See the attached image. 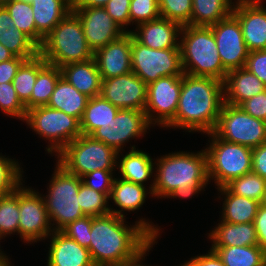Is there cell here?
<instances>
[{
    "label": "cell",
    "mask_w": 266,
    "mask_h": 266,
    "mask_svg": "<svg viewBox=\"0 0 266 266\" xmlns=\"http://www.w3.org/2000/svg\"><path fill=\"white\" fill-rule=\"evenodd\" d=\"M141 219L128 226L125 217L112 213L92 217L88 250L94 266H119L157 238L160 228Z\"/></svg>",
    "instance_id": "6da1fadb"
},
{
    "label": "cell",
    "mask_w": 266,
    "mask_h": 266,
    "mask_svg": "<svg viewBox=\"0 0 266 266\" xmlns=\"http://www.w3.org/2000/svg\"><path fill=\"white\" fill-rule=\"evenodd\" d=\"M223 104L222 81L184 73L175 117L165 127L212 133Z\"/></svg>",
    "instance_id": "7a4b0ae2"
},
{
    "label": "cell",
    "mask_w": 266,
    "mask_h": 266,
    "mask_svg": "<svg viewBox=\"0 0 266 266\" xmlns=\"http://www.w3.org/2000/svg\"><path fill=\"white\" fill-rule=\"evenodd\" d=\"M157 167L150 190L154 197L166 198L175 189L190 186H206L208 177V157L206 150L194 152H173L163 155L154 162Z\"/></svg>",
    "instance_id": "3957f363"
},
{
    "label": "cell",
    "mask_w": 266,
    "mask_h": 266,
    "mask_svg": "<svg viewBox=\"0 0 266 266\" xmlns=\"http://www.w3.org/2000/svg\"><path fill=\"white\" fill-rule=\"evenodd\" d=\"M180 35L183 72L223 82L228 71L221 63L211 27L185 25Z\"/></svg>",
    "instance_id": "277c9868"
},
{
    "label": "cell",
    "mask_w": 266,
    "mask_h": 266,
    "mask_svg": "<svg viewBox=\"0 0 266 266\" xmlns=\"http://www.w3.org/2000/svg\"><path fill=\"white\" fill-rule=\"evenodd\" d=\"M39 54L51 65L62 67L94 57L78 16L70 11L44 38Z\"/></svg>",
    "instance_id": "5b68a950"
},
{
    "label": "cell",
    "mask_w": 266,
    "mask_h": 266,
    "mask_svg": "<svg viewBox=\"0 0 266 266\" xmlns=\"http://www.w3.org/2000/svg\"><path fill=\"white\" fill-rule=\"evenodd\" d=\"M54 171L47 188L48 195H43V198L51 225H55L53 230L60 231L68 223L85 216L78 198L82 180L58 163Z\"/></svg>",
    "instance_id": "8992f818"
},
{
    "label": "cell",
    "mask_w": 266,
    "mask_h": 266,
    "mask_svg": "<svg viewBox=\"0 0 266 266\" xmlns=\"http://www.w3.org/2000/svg\"><path fill=\"white\" fill-rule=\"evenodd\" d=\"M57 155L58 163L79 178L97 170H115L117 152L88 135H80Z\"/></svg>",
    "instance_id": "52a82bcc"
},
{
    "label": "cell",
    "mask_w": 266,
    "mask_h": 266,
    "mask_svg": "<svg viewBox=\"0 0 266 266\" xmlns=\"http://www.w3.org/2000/svg\"><path fill=\"white\" fill-rule=\"evenodd\" d=\"M211 141L205 148L208 157V177L214 180L217 188L224 187L233 179L252 171V149L230 143L208 133Z\"/></svg>",
    "instance_id": "ba28073f"
},
{
    "label": "cell",
    "mask_w": 266,
    "mask_h": 266,
    "mask_svg": "<svg viewBox=\"0 0 266 266\" xmlns=\"http://www.w3.org/2000/svg\"><path fill=\"white\" fill-rule=\"evenodd\" d=\"M25 122L36 134L49 140L51 145H48L46 151L50 154H58L82 134L78 118L47 105L27 110Z\"/></svg>",
    "instance_id": "9c48e42d"
},
{
    "label": "cell",
    "mask_w": 266,
    "mask_h": 266,
    "mask_svg": "<svg viewBox=\"0 0 266 266\" xmlns=\"http://www.w3.org/2000/svg\"><path fill=\"white\" fill-rule=\"evenodd\" d=\"M213 133L227 142L253 149L266 142V121L252 117L239 106L224 103Z\"/></svg>",
    "instance_id": "30bf717a"
},
{
    "label": "cell",
    "mask_w": 266,
    "mask_h": 266,
    "mask_svg": "<svg viewBox=\"0 0 266 266\" xmlns=\"http://www.w3.org/2000/svg\"><path fill=\"white\" fill-rule=\"evenodd\" d=\"M132 72L147 85L161 77L183 75L180 48L151 49L132 36Z\"/></svg>",
    "instance_id": "8fae6325"
},
{
    "label": "cell",
    "mask_w": 266,
    "mask_h": 266,
    "mask_svg": "<svg viewBox=\"0 0 266 266\" xmlns=\"http://www.w3.org/2000/svg\"><path fill=\"white\" fill-rule=\"evenodd\" d=\"M41 195L23 184L19 186L18 234L27 244L49 238L54 231Z\"/></svg>",
    "instance_id": "7c38bea8"
},
{
    "label": "cell",
    "mask_w": 266,
    "mask_h": 266,
    "mask_svg": "<svg viewBox=\"0 0 266 266\" xmlns=\"http://www.w3.org/2000/svg\"><path fill=\"white\" fill-rule=\"evenodd\" d=\"M151 127L144 111L119 109L115 119L96 129L90 136L121 154L124 144L147 133ZM146 132V133H145Z\"/></svg>",
    "instance_id": "4fadbf2b"
},
{
    "label": "cell",
    "mask_w": 266,
    "mask_h": 266,
    "mask_svg": "<svg viewBox=\"0 0 266 266\" xmlns=\"http://www.w3.org/2000/svg\"><path fill=\"white\" fill-rule=\"evenodd\" d=\"M181 85L182 75L161 77L147 85L144 112L151 125L165 127L175 117Z\"/></svg>",
    "instance_id": "5bb4252c"
},
{
    "label": "cell",
    "mask_w": 266,
    "mask_h": 266,
    "mask_svg": "<svg viewBox=\"0 0 266 266\" xmlns=\"http://www.w3.org/2000/svg\"><path fill=\"white\" fill-rule=\"evenodd\" d=\"M210 27L223 67L227 71L245 67L249 51L238 19L231 14Z\"/></svg>",
    "instance_id": "9a60e30c"
},
{
    "label": "cell",
    "mask_w": 266,
    "mask_h": 266,
    "mask_svg": "<svg viewBox=\"0 0 266 266\" xmlns=\"http://www.w3.org/2000/svg\"><path fill=\"white\" fill-rule=\"evenodd\" d=\"M99 95L119 109L144 111L147 103V84L130 72L102 79Z\"/></svg>",
    "instance_id": "2e32d148"
},
{
    "label": "cell",
    "mask_w": 266,
    "mask_h": 266,
    "mask_svg": "<svg viewBox=\"0 0 266 266\" xmlns=\"http://www.w3.org/2000/svg\"><path fill=\"white\" fill-rule=\"evenodd\" d=\"M72 11L81 21L85 38L93 52L126 33L104 7L72 8Z\"/></svg>",
    "instance_id": "e0dca14e"
},
{
    "label": "cell",
    "mask_w": 266,
    "mask_h": 266,
    "mask_svg": "<svg viewBox=\"0 0 266 266\" xmlns=\"http://www.w3.org/2000/svg\"><path fill=\"white\" fill-rule=\"evenodd\" d=\"M232 14L238 19L249 52L266 49V8L261 0H237Z\"/></svg>",
    "instance_id": "ac0fdd59"
},
{
    "label": "cell",
    "mask_w": 266,
    "mask_h": 266,
    "mask_svg": "<svg viewBox=\"0 0 266 266\" xmlns=\"http://www.w3.org/2000/svg\"><path fill=\"white\" fill-rule=\"evenodd\" d=\"M131 47L132 34L126 32L119 39L94 52L93 58L96 61L102 79L132 72Z\"/></svg>",
    "instance_id": "d6986e66"
},
{
    "label": "cell",
    "mask_w": 266,
    "mask_h": 266,
    "mask_svg": "<svg viewBox=\"0 0 266 266\" xmlns=\"http://www.w3.org/2000/svg\"><path fill=\"white\" fill-rule=\"evenodd\" d=\"M136 26V30L130 33L144 46L151 49L180 48L178 37L182 26L179 23L160 17Z\"/></svg>",
    "instance_id": "ffe728a7"
},
{
    "label": "cell",
    "mask_w": 266,
    "mask_h": 266,
    "mask_svg": "<svg viewBox=\"0 0 266 266\" xmlns=\"http://www.w3.org/2000/svg\"><path fill=\"white\" fill-rule=\"evenodd\" d=\"M51 235L47 266H94L88 248L61 231H53Z\"/></svg>",
    "instance_id": "44dd1931"
},
{
    "label": "cell",
    "mask_w": 266,
    "mask_h": 266,
    "mask_svg": "<svg viewBox=\"0 0 266 266\" xmlns=\"http://www.w3.org/2000/svg\"><path fill=\"white\" fill-rule=\"evenodd\" d=\"M266 90L263 82L245 67L227 72L223 81L224 103L239 106Z\"/></svg>",
    "instance_id": "7402d4cb"
},
{
    "label": "cell",
    "mask_w": 266,
    "mask_h": 266,
    "mask_svg": "<svg viewBox=\"0 0 266 266\" xmlns=\"http://www.w3.org/2000/svg\"><path fill=\"white\" fill-rule=\"evenodd\" d=\"M61 76L80 93L92 98L100 94L102 77L94 58L60 67Z\"/></svg>",
    "instance_id": "603a6c76"
},
{
    "label": "cell",
    "mask_w": 266,
    "mask_h": 266,
    "mask_svg": "<svg viewBox=\"0 0 266 266\" xmlns=\"http://www.w3.org/2000/svg\"><path fill=\"white\" fill-rule=\"evenodd\" d=\"M0 43L15 56L25 60L39 54V47L14 25L4 6H0Z\"/></svg>",
    "instance_id": "cb8c5ba5"
},
{
    "label": "cell",
    "mask_w": 266,
    "mask_h": 266,
    "mask_svg": "<svg viewBox=\"0 0 266 266\" xmlns=\"http://www.w3.org/2000/svg\"><path fill=\"white\" fill-rule=\"evenodd\" d=\"M147 194H151L153 197L152 190H147L145 186L116 177L109 198L113 200V203L120 209L113 210L110 208V212L124 218V211H136L142 207L145 203Z\"/></svg>",
    "instance_id": "d4e9b609"
},
{
    "label": "cell",
    "mask_w": 266,
    "mask_h": 266,
    "mask_svg": "<svg viewBox=\"0 0 266 266\" xmlns=\"http://www.w3.org/2000/svg\"><path fill=\"white\" fill-rule=\"evenodd\" d=\"M125 155L117 153L116 169L121 174V179L145 186V182L153 176L154 166L153 159L148 153L142 150H136L135 145ZM120 158V159H118Z\"/></svg>",
    "instance_id": "484cf974"
},
{
    "label": "cell",
    "mask_w": 266,
    "mask_h": 266,
    "mask_svg": "<svg viewBox=\"0 0 266 266\" xmlns=\"http://www.w3.org/2000/svg\"><path fill=\"white\" fill-rule=\"evenodd\" d=\"M208 238L211 246H253L258 245L254 223L234 224L221 221L211 230Z\"/></svg>",
    "instance_id": "4316f807"
},
{
    "label": "cell",
    "mask_w": 266,
    "mask_h": 266,
    "mask_svg": "<svg viewBox=\"0 0 266 266\" xmlns=\"http://www.w3.org/2000/svg\"><path fill=\"white\" fill-rule=\"evenodd\" d=\"M73 0H33L36 30L45 38L72 11Z\"/></svg>",
    "instance_id": "83f0119b"
},
{
    "label": "cell",
    "mask_w": 266,
    "mask_h": 266,
    "mask_svg": "<svg viewBox=\"0 0 266 266\" xmlns=\"http://www.w3.org/2000/svg\"><path fill=\"white\" fill-rule=\"evenodd\" d=\"M224 195L222 220L228 223H253L260 202L233 194L226 186L217 188ZM226 197V198H225Z\"/></svg>",
    "instance_id": "f1b7e54d"
},
{
    "label": "cell",
    "mask_w": 266,
    "mask_h": 266,
    "mask_svg": "<svg viewBox=\"0 0 266 266\" xmlns=\"http://www.w3.org/2000/svg\"><path fill=\"white\" fill-rule=\"evenodd\" d=\"M89 97L80 93L74 86L61 77L53 91L48 107L60 110L81 120Z\"/></svg>",
    "instance_id": "f546056e"
},
{
    "label": "cell",
    "mask_w": 266,
    "mask_h": 266,
    "mask_svg": "<svg viewBox=\"0 0 266 266\" xmlns=\"http://www.w3.org/2000/svg\"><path fill=\"white\" fill-rule=\"evenodd\" d=\"M234 3L232 0H192L190 25L210 27L229 17Z\"/></svg>",
    "instance_id": "4dcf8cb0"
},
{
    "label": "cell",
    "mask_w": 266,
    "mask_h": 266,
    "mask_svg": "<svg viewBox=\"0 0 266 266\" xmlns=\"http://www.w3.org/2000/svg\"><path fill=\"white\" fill-rule=\"evenodd\" d=\"M119 108L100 95L88 99L80 120L82 135L90 136L96 129L115 119Z\"/></svg>",
    "instance_id": "1f68e13d"
},
{
    "label": "cell",
    "mask_w": 266,
    "mask_h": 266,
    "mask_svg": "<svg viewBox=\"0 0 266 266\" xmlns=\"http://www.w3.org/2000/svg\"><path fill=\"white\" fill-rule=\"evenodd\" d=\"M225 266H266V253L259 245L212 246Z\"/></svg>",
    "instance_id": "d6a6232c"
},
{
    "label": "cell",
    "mask_w": 266,
    "mask_h": 266,
    "mask_svg": "<svg viewBox=\"0 0 266 266\" xmlns=\"http://www.w3.org/2000/svg\"><path fill=\"white\" fill-rule=\"evenodd\" d=\"M61 77L60 67L47 63L38 72L31 98L24 104L26 110L38 106H46Z\"/></svg>",
    "instance_id": "836d02e7"
},
{
    "label": "cell",
    "mask_w": 266,
    "mask_h": 266,
    "mask_svg": "<svg viewBox=\"0 0 266 266\" xmlns=\"http://www.w3.org/2000/svg\"><path fill=\"white\" fill-rule=\"evenodd\" d=\"M46 64L47 62L45 59L38 54L34 58L25 60L18 68L12 83L18 98L23 104H25L31 98L38 72Z\"/></svg>",
    "instance_id": "e575fe53"
},
{
    "label": "cell",
    "mask_w": 266,
    "mask_h": 266,
    "mask_svg": "<svg viewBox=\"0 0 266 266\" xmlns=\"http://www.w3.org/2000/svg\"><path fill=\"white\" fill-rule=\"evenodd\" d=\"M4 7L9 12L14 25L40 47L44 37L36 30L31 4L14 0L5 4Z\"/></svg>",
    "instance_id": "d590c367"
},
{
    "label": "cell",
    "mask_w": 266,
    "mask_h": 266,
    "mask_svg": "<svg viewBox=\"0 0 266 266\" xmlns=\"http://www.w3.org/2000/svg\"><path fill=\"white\" fill-rule=\"evenodd\" d=\"M20 219L19 187L10 194L0 197V237L18 233Z\"/></svg>",
    "instance_id": "8d00e7d4"
},
{
    "label": "cell",
    "mask_w": 266,
    "mask_h": 266,
    "mask_svg": "<svg viewBox=\"0 0 266 266\" xmlns=\"http://www.w3.org/2000/svg\"><path fill=\"white\" fill-rule=\"evenodd\" d=\"M226 187L235 195L262 203L266 192V179L250 172L233 179Z\"/></svg>",
    "instance_id": "74e56055"
},
{
    "label": "cell",
    "mask_w": 266,
    "mask_h": 266,
    "mask_svg": "<svg viewBox=\"0 0 266 266\" xmlns=\"http://www.w3.org/2000/svg\"><path fill=\"white\" fill-rule=\"evenodd\" d=\"M79 206L85 216L98 217L110 214L109 196L87 187L83 183L78 192Z\"/></svg>",
    "instance_id": "f35d334b"
},
{
    "label": "cell",
    "mask_w": 266,
    "mask_h": 266,
    "mask_svg": "<svg viewBox=\"0 0 266 266\" xmlns=\"http://www.w3.org/2000/svg\"><path fill=\"white\" fill-rule=\"evenodd\" d=\"M22 173L23 169L18 161L0 154V197L12 193L22 185Z\"/></svg>",
    "instance_id": "ab89813d"
},
{
    "label": "cell",
    "mask_w": 266,
    "mask_h": 266,
    "mask_svg": "<svg viewBox=\"0 0 266 266\" xmlns=\"http://www.w3.org/2000/svg\"><path fill=\"white\" fill-rule=\"evenodd\" d=\"M160 16L181 26L190 25L192 0H158Z\"/></svg>",
    "instance_id": "60d3db41"
},
{
    "label": "cell",
    "mask_w": 266,
    "mask_h": 266,
    "mask_svg": "<svg viewBox=\"0 0 266 266\" xmlns=\"http://www.w3.org/2000/svg\"><path fill=\"white\" fill-rule=\"evenodd\" d=\"M0 110L3 114L25 121L27 110L18 98L12 82L0 84Z\"/></svg>",
    "instance_id": "b9f144b4"
},
{
    "label": "cell",
    "mask_w": 266,
    "mask_h": 266,
    "mask_svg": "<svg viewBox=\"0 0 266 266\" xmlns=\"http://www.w3.org/2000/svg\"><path fill=\"white\" fill-rule=\"evenodd\" d=\"M130 25H140L148 21L160 18L158 0H131L130 2Z\"/></svg>",
    "instance_id": "7bdbcfd3"
},
{
    "label": "cell",
    "mask_w": 266,
    "mask_h": 266,
    "mask_svg": "<svg viewBox=\"0 0 266 266\" xmlns=\"http://www.w3.org/2000/svg\"><path fill=\"white\" fill-rule=\"evenodd\" d=\"M92 226V217L84 216L73 222L68 223L60 231L71 239H74L79 245L89 248Z\"/></svg>",
    "instance_id": "ee69618b"
},
{
    "label": "cell",
    "mask_w": 266,
    "mask_h": 266,
    "mask_svg": "<svg viewBox=\"0 0 266 266\" xmlns=\"http://www.w3.org/2000/svg\"><path fill=\"white\" fill-rule=\"evenodd\" d=\"M114 170H97L87 173L81 177L82 183L95 191L107 194L110 196L112 185L115 177L113 178Z\"/></svg>",
    "instance_id": "f6af8a7d"
},
{
    "label": "cell",
    "mask_w": 266,
    "mask_h": 266,
    "mask_svg": "<svg viewBox=\"0 0 266 266\" xmlns=\"http://www.w3.org/2000/svg\"><path fill=\"white\" fill-rule=\"evenodd\" d=\"M130 2L131 0H109L104 6L115 23L125 32H131V30H126V27L130 25Z\"/></svg>",
    "instance_id": "bcb514c9"
},
{
    "label": "cell",
    "mask_w": 266,
    "mask_h": 266,
    "mask_svg": "<svg viewBox=\"0 0 266 266\" xmlns=\"http://www.w3.org/2000/svg\"><path fill=\"white\" fill-rule=\"evenodd\" d=\"M239 107L252 117L266 121V90L242 102Z\"/></svg>",
    "instance_id": "7dc6e473"
},
{
    "label": "cell",
    "mask_w": 266,
    "mask_h": 266,
    "mask_svg": "<svg viewBox=\"0 0 266 266\" xmlns=\"http://www.w3.org/2000/svg\"><path fill=\"white\" fill-rule=\"evenodd\" d=\"M245 68L257 76L266 87V49L249 52Z\"/></svg>",
    "instance_id": "c3c4849f"
},
{
    "label": "cell",
    "mask_w": 266,
    "mask_h": 266,
    "mask_svg": "<svg viewBox=\"0 0 266 266\" xmlns=\"http://www.w3.org/2000/svg\"><path fill=\"white\" fill-rule=\"evenodd\" d=\"M266 179V142L252 149V171Z\"/></svg>",
    "instance_id": "681fc988"
},
{
    "label": "cell",
    "mask_w": 266,
    "mask_h": 266,
    "mask_svg": "<svg viewBox=\"0 0 266 266\" xmlns=\"http://www.w3.org/2000/svg\"><path fill=\"white\" fill-rule=\"evenodd\" d=\"M24 61V58L15 56L13 59L0 62V84L12 82L13 78L16 76L18 68Z\"/></svg>",
    "instance_id": "f907efd6"
},
{
    "label": "cell",
    "mask_w": 266,
    "mask_h": 266,
    "mask_svg": "<svg viewBox=\"0 0 266 266\" xmlns=\"http://www.w3.org/2000/svg\"><path fill=\"white\" fill-rule=\"evenodd\" d=\"M258 245L266 253V206L261 204L254 219Z\"/></svg>",
    "instance_id": "816d5d0a"
},
{
    "label": "cell",
    "mask_w": 266,
    "mask_h": 266,
    "mask_svg": "<svg viewBox=\"0 0 266 266\" xmlns=\"http://www.w3.org/2000/svg\"><path fill=\"white\" fill-rule=\"evenodd\" d=\"M181 266H225L217 253L210 249L208 254L194 256Z\"/></svg>",
    "instance_id": "f5cc1de1"
},
{
    "label": "cell",
    "mask_w": 266,
    "mask_h": 266,
    "mask_svg": "<svg viewBox=\"0 0 266 266\" xmlns=\"http://www.w3.org/2000/svg\"><path fill=\"white\" fill-rule=\"evenodd\" d=\"M158 238H152L142 249H140L132 258L126 260L119 266H144L142 263V260H145L146 253L149 252V250L153 247L155 243H157L155 240ZM148 266V265H145Z\"/></svg>",
    "instance_id": "db71d44e"
},
{
    "label": "cell",
    "mask_w": 266,
    "mask_h": 266,
    "mask_svg": "<svg viewBox=\"0 0 266 266\" xmlns=\"http://www.w3.org/2000/svg\"><path fill=\"white\" fill-rule=\"evenodd\" d=\"M206 186H190L184 189H175L167 198H191L205 189Z\"/></svg>",
    "instance_id": "11a10c76"
},
{
    "label": "cell",
    "mask_w": 266,
    "mask_h": 266,
    "mask_svg": "<svg viewBox=\"0 0 266 266\" xmlns=\"http://www.w3.org/2000/svg\"><path fill=\"white\" fill-rule=\"evenodd\" d=\"M109 0H73L72 8L104 7Z\"/></svg>",
    "instance_id": "9f6ffc18"
},
{
    "label": "cell",
    "mask_w": 266,
    "mask_h": 266,
    "mask_svg": "<svg viewBox=\"0 0 266 266\" xmlns=\"http://www.w3.org/2000/svg\"><path fill=\"white\" fill-rule=\"evenodd\" d=\"M15 55L0 43V62L13 59Z\"/></svg>",
    "instance_id": "6f0895ef"
},
{
    "label": "cell",
    "mask_w": 266,
    "mask_h": 266,
    "mask_svg": "<svg viewBox=\"0 0 266 266\" xmlns=\"http://www.w3.org/2000/svg\"><path fill=\"white\" fill-rule=\"evenodd\" d=\"M4 252L0 249V266H11V261L7 258Z\"/></svg>",
    "instance_id": "680465c9"
},
{
    "label": "cell",
    "mask_w": 266,
    "mask_h": 266,
    "mask_svg": "<svg viewBox=\"0 0 266 266\" xmlns=\"http://www.w3.org/2000/svg\"><path fill=\"white\" fill-rule=\"evenodd\" d=\"M14 0H0V6H4L5 4L12 2Z\"/></svg>",
    "instance_id": "91938a15"
},
{
    "label": "cell",
    "mask_w": 266,
    "mask_h": 266,
    "mask_svg": "<svg viewBox=\"0 0 266 266\" xmlns=\"http://www.w3.org/2000/svg\"><path fill=\"white\" fill-rule=\"evenodd\" d=\"M264 206H266V192H265V197H264V200L262 201V203Z\"/></svg>",
    "instance_id": "94428289"
},
{
    "label": "cell",
    "mask_w": 266,
    "mask_h": 266,
    "mask_svg": "<svg viewBox=\"0 0 266 266\" xmlns=\"http://www.w3.org/2000/svg\"><path fill=\"white\" fill-rule=\"evenodd\" d=\"M20 1H23V2H25V3H30V4H31V2H32L33 0H20Z\"/></svg>",
    "instance_id": "6125c7cd"
}]
</instances>
